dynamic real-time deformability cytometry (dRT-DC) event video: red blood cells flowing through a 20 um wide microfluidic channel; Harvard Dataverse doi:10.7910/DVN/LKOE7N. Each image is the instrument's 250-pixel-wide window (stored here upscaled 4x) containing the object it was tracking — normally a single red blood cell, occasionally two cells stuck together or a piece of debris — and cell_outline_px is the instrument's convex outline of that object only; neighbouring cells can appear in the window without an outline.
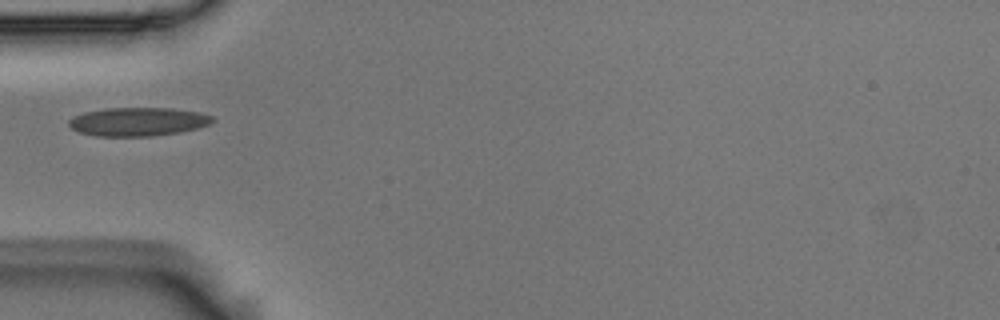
{"species": "Egyptian fruit bat (a non-hibernating species)", "species_latin": "Rousettus aegyptiacus", "temperature_condition": "room temperature", "stored_images_in_passage": 37, "camera_frame_rate_fps": 3000, "um_per_image_px": 0.085, "animal": {"sex": "male"}, "frame": {"image": 1, "passage_image": 1, "time_ms": 0.0, "image_size_px": [1000, 320], "cell_outline_px": [[216, 120], [208, 124], [196, 128], [180, 132], [152, 136], [96, 136], [80, 132], [72, 128], [68, 124], [68, 120], [72, 116], [84, 112], [108, 108], [172, 108], [200, 112], [212, 116]], "centroid_in_image_um": [11.72, 10.34], "position_along_channel_um": 73.3, "area_um2": 23.93}}
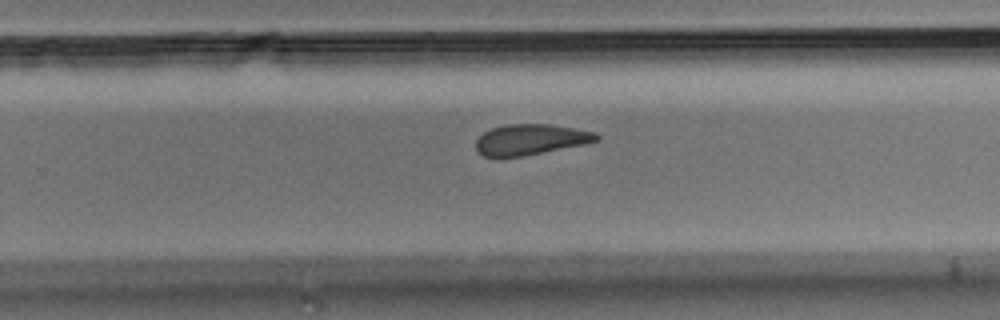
{"frame": {"image": 2, "passage_image": 18, "time_ms": 5.667, "image_size_px": [1000, 320], "cell_outline_px": [[600, 140], [584, 144], [524, 156], [496, 160], [484, 156], [476, 148], [476, 140], [484, 132], [492, 128], [508, 124], [548, 124], [596, 132], [600, 136]], "centroid_in_image_um": [45.06, 11.89], "position_along_channel_um": 284.7, "area_um2": 21.85}}
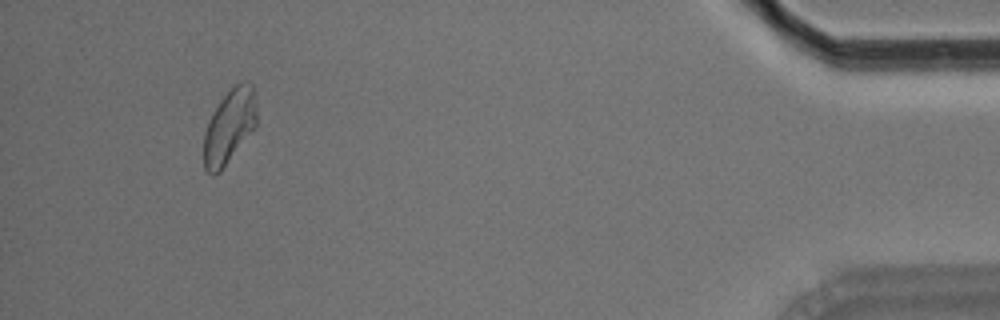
{"frame": {"image": 3, "passage_image": 34, "time_ms": 11.0, "image_size_px": [1000, 320], "cell_outline_px": [[256, 124], [220, 172], [212, 176], [204, 168], [204, 132], [208, 120], [212, 112], [220, 100], [232, 84], [252, 84], [256, 104]], "centroid_in_image_um": [19.45, 10.74], "position_along_channel_um": 415.7, "area_um2": 22.54}}